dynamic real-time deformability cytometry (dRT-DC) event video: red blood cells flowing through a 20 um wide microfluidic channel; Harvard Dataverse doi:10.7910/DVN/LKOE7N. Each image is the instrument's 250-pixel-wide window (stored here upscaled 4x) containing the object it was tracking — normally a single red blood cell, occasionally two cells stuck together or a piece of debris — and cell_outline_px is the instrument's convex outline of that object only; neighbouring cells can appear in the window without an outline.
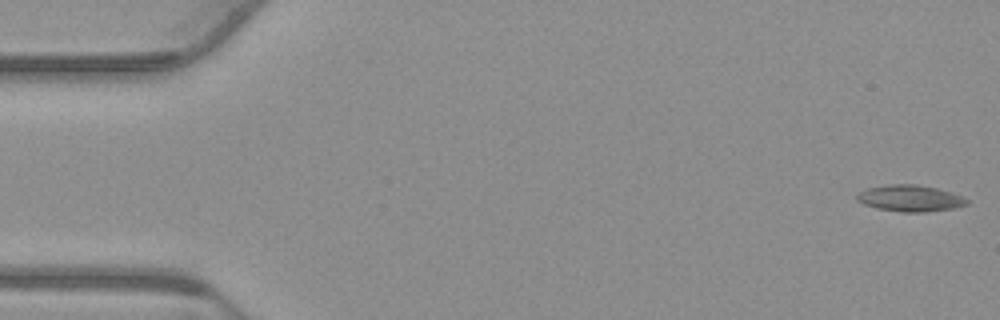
{"species": "common noctule bat (a hibernating species)", "species_latin": "Nyctalus noctula", "temperature_condition": "warm", "stored_images_in_passage": 55, "camera_frame_rate_fps": 3000, "um_per_image_px": 0.085, "animal": {"sex": "male", "body_mass_g": 23.1, "forearm_length_mm": 52.7}, "frame": {"image": 1, "passage_image": 1, "time_ms": 0.0, "image_size_px": [1000, 320], "cell_outline_px": [[968, 204], [956, 208], [928, 212], [900, 212], [876, 208], [864, 204], [856, 200], [856, 196], [860, 192], [868, 188], [888, 184], [916, 184], [936, 188], [960, 196], [968, 200]], "centroid_in_image_um": [77.34, 16.86], "position_along_channel_um": 7.7, "area_um2": 16.88}}
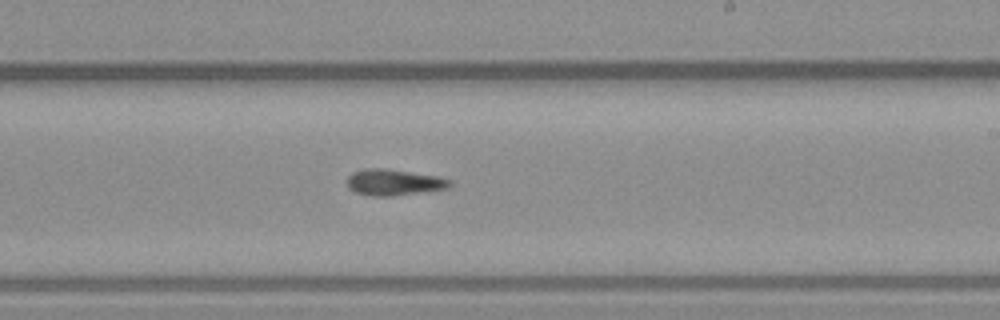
{"frame": {"image": 2, "passage_image": 32, "time_ms": 10.333, "image_size_px": [1000, 320], "cell_outline_px": [[452, 184], [448, 188], [392, 196], [372, 196], [356, 192], [348, 188], [348, 176], [352, 172], [364, 168], [388, 168], [440, 176], [452, 180]], "centroid_in_image_um": [33.49, 15.48], "position_along_channel_um": 255.5, "area_um2": 15.84}}
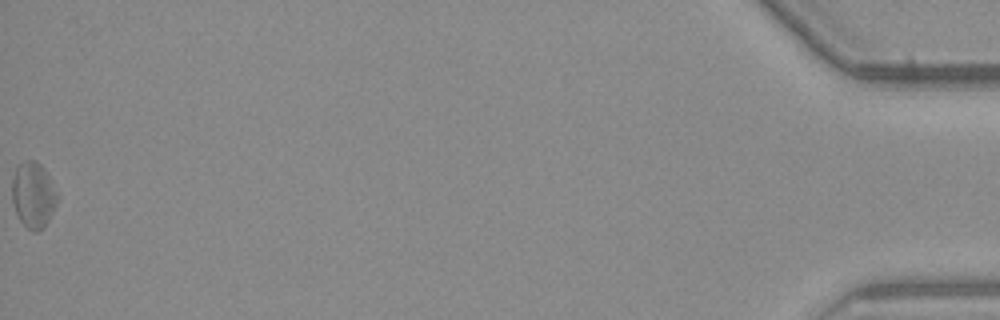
{"frame": {"image": 3, "passage_image": 55, "time_ms": 18.0, "image_size_px": [1000, 320], "cell_outline_px": [[60, 196], [44, 228], [36, 232], [32, 232], [20, 220], [16, 212], [12, 200], [12, 176], [16, 168], [24, 160], [36, 160], [44, 168]], "centroid_in_image_um": [2.84, 16.56], "position_along_channel_um": 432.4, "area_um2": 17.46}}